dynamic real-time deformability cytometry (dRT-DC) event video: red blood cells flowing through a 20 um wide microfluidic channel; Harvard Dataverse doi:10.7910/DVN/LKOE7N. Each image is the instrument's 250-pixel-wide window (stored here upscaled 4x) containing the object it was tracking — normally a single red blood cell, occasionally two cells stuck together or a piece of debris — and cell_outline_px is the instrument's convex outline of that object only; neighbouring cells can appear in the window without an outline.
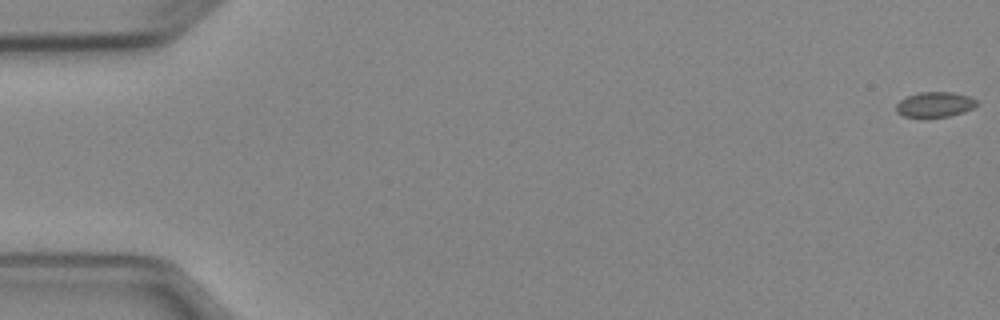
{"species": "Egyptian fruit bat (a non-hibernating species)", "species_latin": "Rousettus aegyptiacus", "temperature_condition": "cold", "stored_images_in_passage": 6, "segment_of_instrument_passage": [1, 2], "camera_frame_rate_fps": 3000, "um_per_image_px": 0.085, "animal": {"sex": "female"}, "frame": {"image": 1, "passage_image": 1, "time_ms": 0.0, "image_size_px": [1000, 320], "cell_outline_px": [[976, 104], [972, 108], [964, 112], [948, 116], [924, 120], [920, 120], [904, 116], [896, 112], [896, 104], [900, 100], [908, 96], [920, 92], [952, 92], [968, 96], [976, 100]], "centroid_in_image_um": [79.4, 8.93], "position_along_channel_um": 5.6, "area_um2": 12.2}}